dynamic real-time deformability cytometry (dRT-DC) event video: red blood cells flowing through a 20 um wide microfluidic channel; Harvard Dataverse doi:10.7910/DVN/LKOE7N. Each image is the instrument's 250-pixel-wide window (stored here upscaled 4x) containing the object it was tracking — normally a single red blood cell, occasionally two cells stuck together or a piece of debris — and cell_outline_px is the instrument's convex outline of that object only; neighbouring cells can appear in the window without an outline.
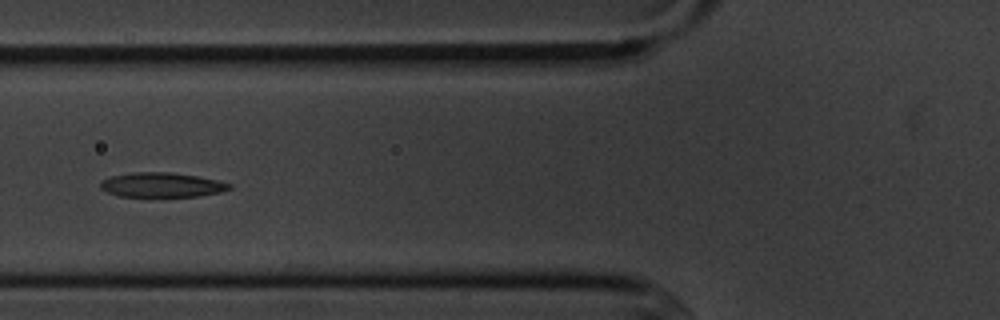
{"species": "common noctule bat (a hibernating species)", "species_latin": "Nyctalus noctula", "temperature_condition": "cold", "stored_images_in_passage": 15, "camera_frame_rate_fps": 3000, "um_per_image_px": 0.085, "animal": {"sex": "male", "body_mass_g": 20.1, "forearm_length_mm": 53.5}, "frame": {"image": 1, "passage_image": 6, "time_ms": 6.667, "image_size_px": [1000, 320], "cell_outline_px": [[232, 188], [220, 192], [196, 196], [116, 196], [100, 188], [100, 180], [112, 176], [132, 172], [172, 172], [196, 176], [216, 180], [232, 184]], "centroid_in_image_um": [13.72, 15.71], "position_along_channel_um": 112.1, "area_um2": 18.38}}
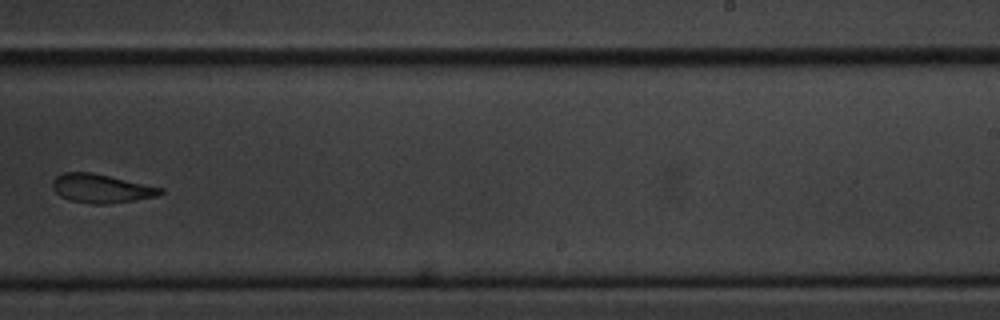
{"frame": {"image": 2, "passage_image": 10, "time_ms": 11.333, "image_size_px": [1000, 320], "cell_outline_px": [[164, 192], [156, 196], [108, 204], [92, 204], [68, 200], [60, 196], [52, 188], [52, 180], [56, 176], [64, 172], [92, 172], [164, 188]], "centroid_in_image_um": [8.57, 16.01], "position_along_channel_um": 280.4, "area_um2": 18.09}}
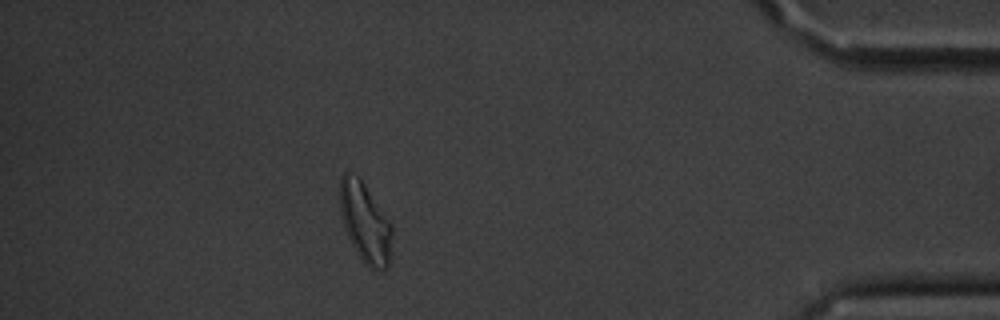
{"frame": {"image": 3, "passage_image": 14, "time_ms": 16.0, "image_size_px": [1000, 320], "cell_outline_px": [[392, 232], [388, 268], [368, 268], [364, 264], [356, 252], [344, 228], [340, 212], [340, 176], [344, 172], [348, 172], [360, 176], [392, 224]], "centroid_in_image_um": [31.02, 18.87], "position_along_channel_um": 404.2, "area_um2": 24.39}, "authors_computed_cell_mechanics": {"area_um2": 18.9584, "velocity_mm_per_s": 3.594, "shape_relaxation_time_tau1_ms": 2.8587, "shape_relaxation_time_tau2_ms": null, "deformation_change_tau1": 0.1194, "deformation_change_tau2": null}}